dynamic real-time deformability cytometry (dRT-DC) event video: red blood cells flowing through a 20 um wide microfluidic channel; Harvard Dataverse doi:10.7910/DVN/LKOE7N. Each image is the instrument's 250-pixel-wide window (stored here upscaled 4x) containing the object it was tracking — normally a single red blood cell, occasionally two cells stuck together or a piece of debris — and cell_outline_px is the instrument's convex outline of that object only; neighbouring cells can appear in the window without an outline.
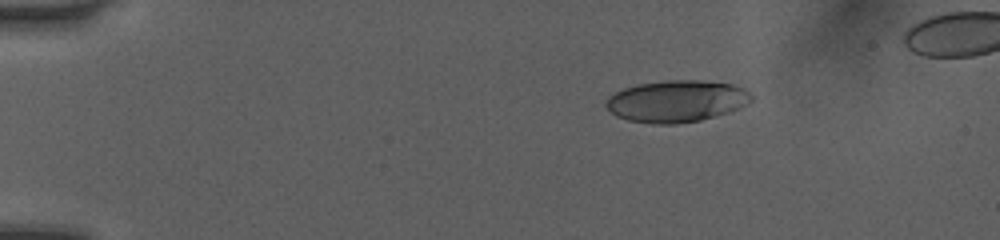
{"species": "human", "species_latin": "Homo sapiens", "temperature_condition": "room temperature", "stored_images_in_passage": 44, "camera_frame_rate_fps": 3000, "um_per_image_px": 0.085, "donor": {"sex": "female"}, "frame": {"image": 1, "passage_image": 1, "time_ms": 0.0, "image_size_px": [1000, 240], "cell_outline_px": [[752, 100], [748, 104], [740, 108], [728, 112], [700, 120], [676, 124], [652, 124], [628, 120], [616, 116], [604, 104], [608, 96], [624, 88], [636, 84], [668, 80], [696, 80], [732, 84], [744, 88], [752, 96]], "centroid_in_image_um": [57.5, 8.6], "position_along_channel_um": 27.5, "area_um2": 35.43}}
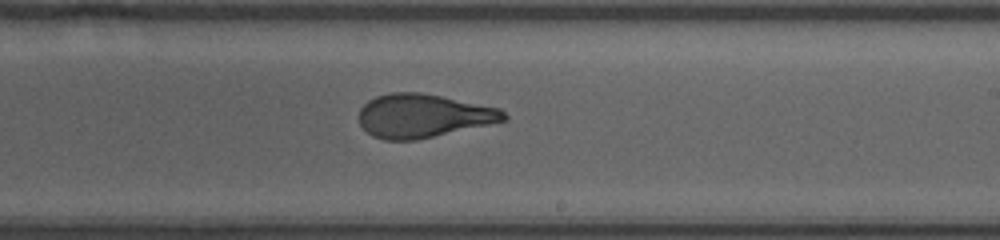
{"frame": {"image": 2, "passage_image": 24, "time_ms": 7.667, "image_size_px": [1000, 240], "cell_outline_px": [[508, 120], [416, 140], [384, 140], [372, 136], [360, 124], [360, 108], [368, 100], [376, 96], [392, 92], [420, 92], [500, 108], [508, 116]], "centroid_in_image_um": [35.96, 9.84], "position_along_channel_um": 253.0, "area_um2": 36.59}}
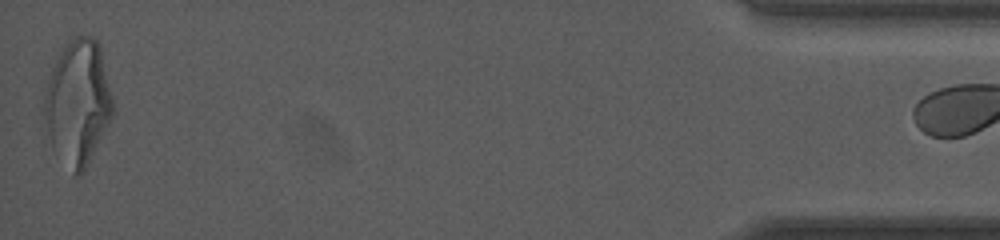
{"frame": {"image": 3, "passage_image": 43, "time_ms": 14.0, "image_size_px": [1000, 240], "cell_outline_px": [[116, 112], [84, 168], [76, 176], [52, 148], [40, 112], [48, 80], [52, 68], [60, 52], [68, 40], [72, 36], [92, 36], [96, 40], [100, 48]], "centroid_in_image_um": [6.59, 8.68], "position_along_channel_um": 428.6, "area_um2": 49.94}}